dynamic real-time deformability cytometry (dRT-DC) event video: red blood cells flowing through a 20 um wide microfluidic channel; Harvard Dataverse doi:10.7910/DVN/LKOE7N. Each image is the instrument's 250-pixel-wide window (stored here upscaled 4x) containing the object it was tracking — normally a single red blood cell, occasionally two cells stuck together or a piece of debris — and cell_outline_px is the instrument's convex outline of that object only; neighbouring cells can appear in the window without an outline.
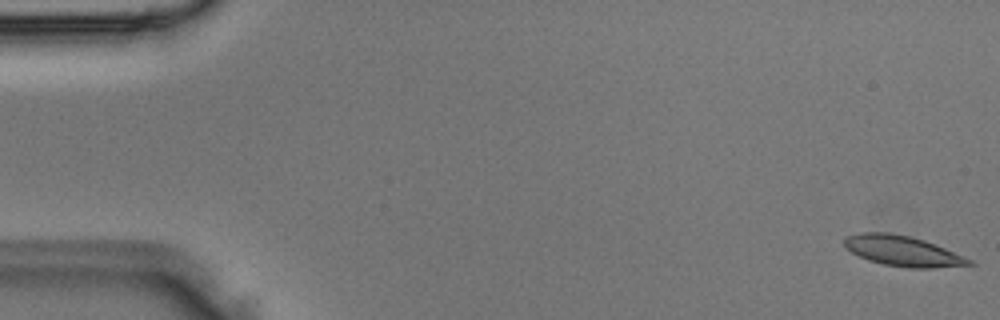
{"species": "Egyptian fruit bat (a non-hibernating species)", "species_latin": "Rousettus aegyptiacus", "temperature_condition": "room temperature", "stored_images_in_passage": 4, "camera_frame_rate_fps": 3000, "um_per_image_px": 0.085, "animal": {"sex": "male"}, "frame": {"image": 1, "passage_image": 1, "time_ms": 0.0, "image_size_px": [1000, 320], "cell_outline_px": [[976, 264], [932, 268], [908, 268], [884, 264], [868, 260], [852, 252], [844, 244], [844, 236], [860, 232], [888, 232], [908, 236], [924, 240], [944, 248], [972, 260]], "centroid_in_image_um": [76.7, 21.33], "position_along_channel_um": 8.3, "area_um2": 21.85}}